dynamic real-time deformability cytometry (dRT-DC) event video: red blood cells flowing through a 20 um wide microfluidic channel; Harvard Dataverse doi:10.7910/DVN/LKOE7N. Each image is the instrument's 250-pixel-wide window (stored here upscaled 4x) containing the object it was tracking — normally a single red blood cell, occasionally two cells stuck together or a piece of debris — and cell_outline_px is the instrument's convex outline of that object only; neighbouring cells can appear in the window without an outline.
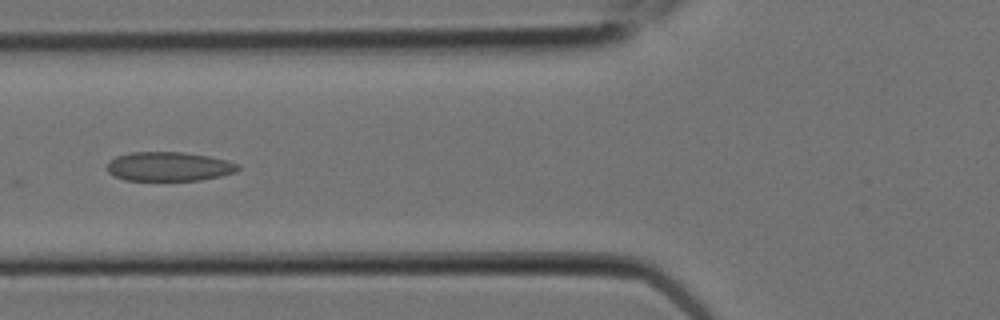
{"species": "Egyptian fruit bat (a non-hibernating species)", "species_latin": "Rousettus aegyptiacus", "temperature_condition": "room temperature", "stored_images_in_passage": 10, "camera_frame_rate_fps": 3000, "um_per_image_px": 0.085, "animal": {"sex": "female"}, "frame": {"image": 1, "passage_image": 8, "time_ms": 2.333, "image_size_px": [1000, 320], "cell_outline_px": [[240, 168], [236, 172], [220, 176], [200, 180], [124, 180], [112, 176], [108, 172], [108, 160], [116, 156], [132, 152], [184, 152], [208, 156], [228, 160], [240, 164]], "centroid_in_image_um": [14.36, 14.15], "position_along_channel_um": 111.4, "area_um2": 22.43}}
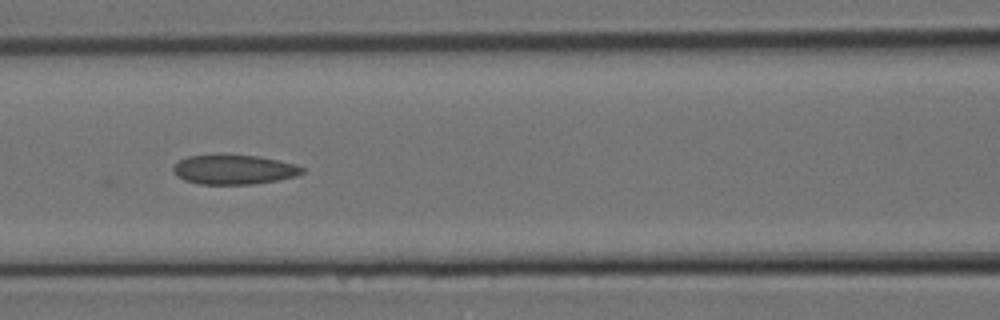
{"frame": {"image": 2, "passage_image": 9, "time_ms": 2.667, "image_size_px": [1000, 320], "cell_outline_px": [[304, 172], [296, 176], [276, 180], [252, 184], [200, 184], [184, 180], [176, 176], [172, 172], [172, 168], [180, 160], [188, 156], [260, 156], [296, 164], [304, 168]], "centroid_in_image_um": [19.89, 14.43], "position_along_channel_um": 146.7, "area_um2": 21.85}}
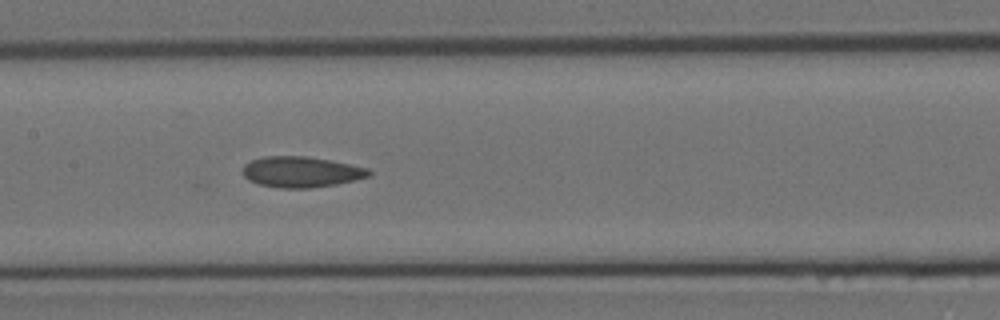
{"frame": {"image": 3, "passage_image": 10, "time_ms": 3.0, "image_size_px": [1000, 320], "cell_outline_px": [[372, 172], [368, 176], [336, 184], [308, 188], [280, 188], [256, 184], [248, 180], [244, 176], [244, 164], [252, 160], [264, 156], [308, 156], [332, 160], [368, 168]], "centroid_in_image_um": [25.58, 14.61], "position_along_channel_um": 181.8, "area_um2": 22.6}}